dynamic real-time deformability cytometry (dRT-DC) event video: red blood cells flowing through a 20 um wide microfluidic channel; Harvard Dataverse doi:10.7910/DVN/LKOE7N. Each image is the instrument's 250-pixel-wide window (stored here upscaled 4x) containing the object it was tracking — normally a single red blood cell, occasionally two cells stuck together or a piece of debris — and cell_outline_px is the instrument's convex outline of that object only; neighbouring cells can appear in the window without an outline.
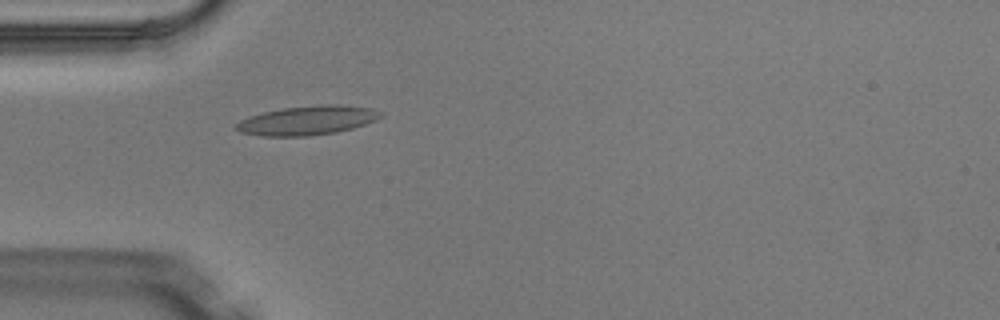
{"species": "Egyptian fruit bat (a non-hibernating species)", "species_latin": "Rousettus aegyptiacus", "temperature_condition": "warm", "stored_images_in_passage": 3, "camera_frame_rate_fps": 3000, "um_per_image_px": 0.085, "animal": {"sex": "male"}, "frame": {"image": 1, "passage_image": 3, "time_ms": 0.667, "image_size_px": [1000, 320], "cell_outline_px": [[384, 116], [376, 120], [352, 128], [336, 132], [308, 136], [260, 136], [240, 132], [232, 128], [240, 120], [248, 116], [280, 108], [320, 104], [340, 104], [372, 108], [384, 112]], "centroid_in_image_um": [26.13, 10.22], "position_along_channel_um": 58.9, "area_um2": 24.91}}